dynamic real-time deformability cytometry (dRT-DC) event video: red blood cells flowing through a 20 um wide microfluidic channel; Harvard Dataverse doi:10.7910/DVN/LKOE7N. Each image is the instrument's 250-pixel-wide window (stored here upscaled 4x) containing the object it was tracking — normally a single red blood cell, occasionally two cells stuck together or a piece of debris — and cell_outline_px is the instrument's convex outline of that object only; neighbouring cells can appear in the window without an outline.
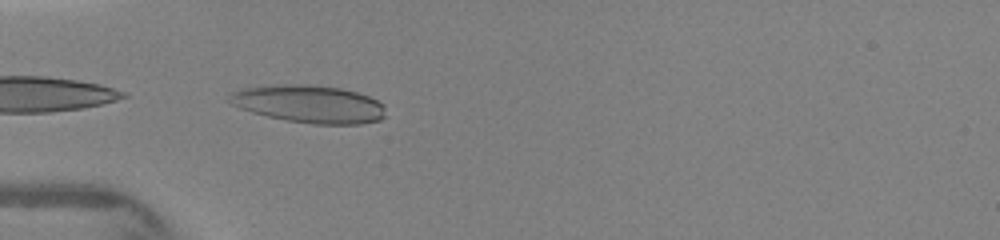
{"species": "human", "species_latin": "Homo sapiens", "temperature_condition": "warm", "stored_images_in_passage": 3, "camera_frame_rate_fps": 3000, "um_per_image_px": 0.085, "donor": {"sex": "female"}, "frame": {"image": 1, "passage_image": 1, "time_ms": 0.0, "image_size_px": [1000, 240], "cell_outline_px": [[384, 116], [380, 120], [360, 124], [312, 124], [284, 120], [252, 112], [240, 108], [232, 104], [228, 100], [228, 96], [232, 92], [244, 88], [276, 84], [308, 84], [340, 88], [356, 92], [368, 96], [384, 104]], "centroid_in_image_um": [26.27, 8.84], "position_along_channel_um": 58.7, "area_um2": 34.33}}